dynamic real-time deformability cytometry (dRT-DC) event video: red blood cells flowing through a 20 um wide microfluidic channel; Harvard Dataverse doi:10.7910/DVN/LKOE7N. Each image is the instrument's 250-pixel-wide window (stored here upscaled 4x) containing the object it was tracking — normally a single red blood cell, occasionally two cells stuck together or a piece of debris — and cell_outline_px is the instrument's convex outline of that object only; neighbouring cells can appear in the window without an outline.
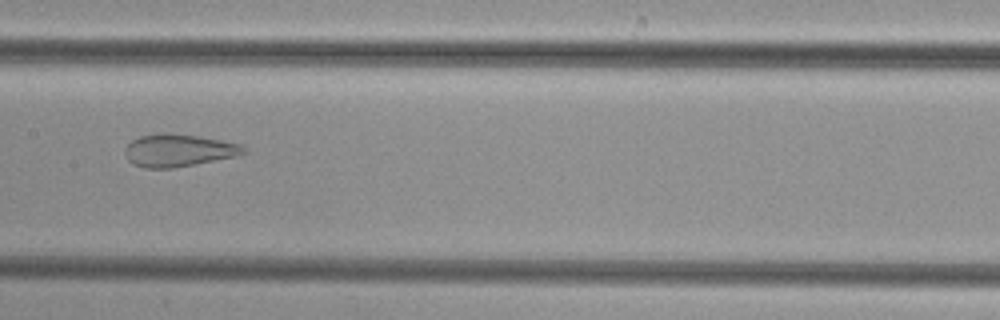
{"species": "common noctule bat (a hibernating species)", "species_latin": "Nyctalus noctula", "temperature_condition": "cold", "stored_images_in_passage": 34, "camera_frame_rate_fps": 3000, "um_per_image_px": 0.085, "animal": {"sex": "female", "body_mass_g": 29.2, "forearm_length_mm": 56.3}, "frame": {"image": 1, "passage_image": 10, "time_ms": 3.0, "image_size_px": [1000, 320], "cell_outline_px": [[248, 152], [236, 156], [172, 168], [144, 168], [132, 164], [128, 160], [124, 152], [124, 148], [132, 140], [140, 136], [160, 132], [168, 132], [196, 136], [220, 140], [240, 144]], "centroid_in_image_um": [15.12, 12.77], "position_along_channel_um": 192.3, "area_um2": 22.43}}
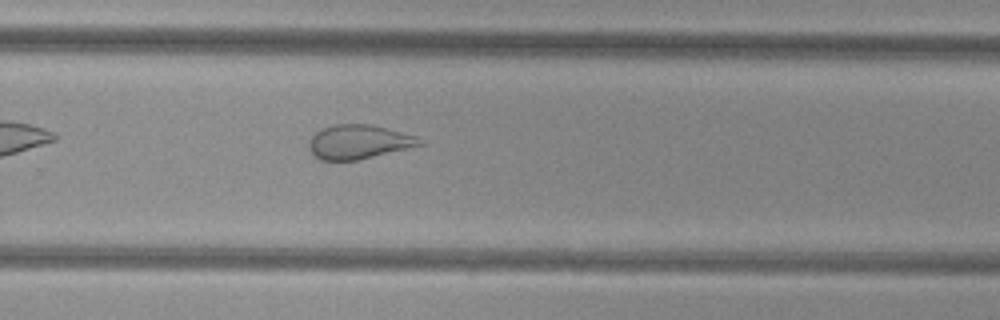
{"frame": {"image": 2, "passage_image": 18, "time_ms": 5.667, "image_size_px": [1000, 320], "cell_outline_px": [[424, 144], [360, 160], [320, 160], [312, 152], [308, 144], [312, 136], [316, 132], [324, 128], [336, 124], [372, 124], [416, 136]], "centroid_in_image_um": [30.49, 12.06], "position_along_channel_um": 299.3, "area_um2": 21.79}}
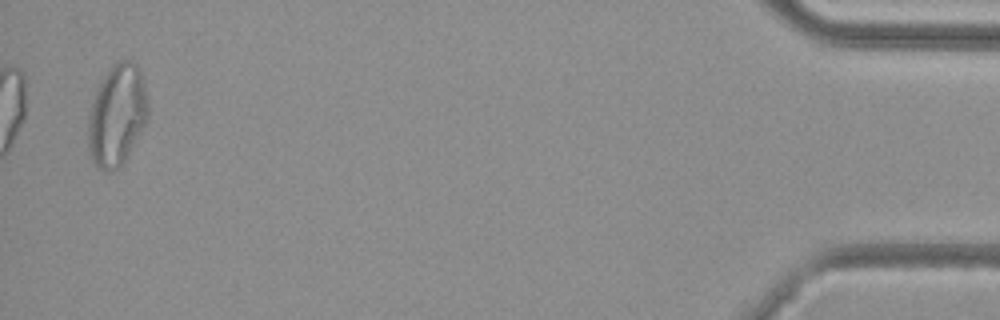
{"frame": {"image": 3, "passage_image": 34, "time_ms": 11.0, "image_size_px": [1000, 320], "cell_outline_px": [[148, 116], [144, 124], [120, 168], [112, 172], [100, 168], [92, 164], [88, 152], [88, 116], [92, 100], [96, 88], [104, 72], [112, 64], [120, 60], [132, 60], [140, 68], [144, 80], [148, 100]], "centroid_in_image_um": [9.92, 9.75], "position_along_channel_um": 425.3, "area_um2": 35.89}}